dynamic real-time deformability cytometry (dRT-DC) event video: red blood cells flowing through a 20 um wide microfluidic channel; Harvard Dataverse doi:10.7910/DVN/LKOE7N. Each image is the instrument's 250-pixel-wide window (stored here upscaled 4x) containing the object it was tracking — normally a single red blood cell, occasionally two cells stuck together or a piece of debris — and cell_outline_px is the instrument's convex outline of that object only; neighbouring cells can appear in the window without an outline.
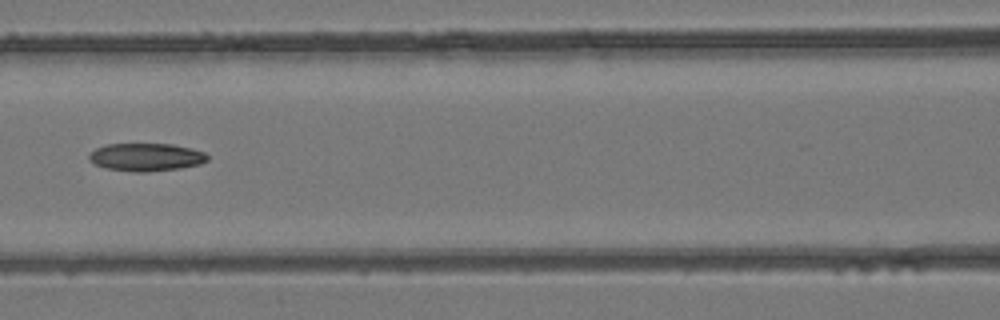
{"species": "common noctule bat (a hibernating species)", "species_latin": "Nyctalus noctula", "temperature_condition": "room temperature", "stored_images_in_passage": 7, "camera_frame_rate_fps": 3000, "um_per_image_px": 0.085, "animal": {"sex": "female", "body_mass_g": 24.6, "forearm_length_mm": 56.2}, "frame": {"image": 1, "passage_image": 6, "time_ms": 1.667, "image_size_px": [1000, 320], "cell_outline_px": [[208, 160], [200, 164], [180, 168], [144, 172], [132, 172], [104, 168], [88, 160], [88, 156], [96, 148], [108, 144], [172, 144], [192, 148], [204, 152], [208, 156]], "centroid_in_image_um": [12.42, 13.36], "position_along_channel_um": 154.2, "area_um2": 19.25}}
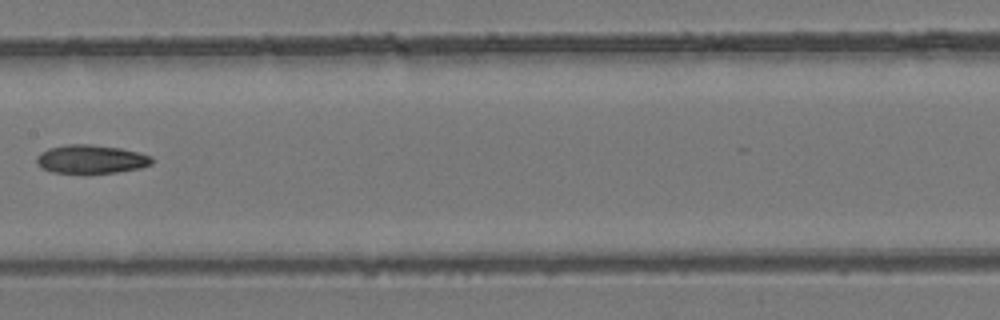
{"frame": {"image": 2, "passage_image": 7, "time_ms": 2.0, "image_size_px": [1000, 320], "cell_outline_px": [[152, 164], [140, 168], [116, 172], [88, 176], [84, 176], [52, 172], [40, 168], [36, 164], [36, 156], [40, 152], [48, 148], [68, 144], [92, 144], [120, 148], [152, 156]], "centroid_in_image_um": [7.67, 13.57], "position_along_channel_um": 199.7, "area_um2": 20.06}}